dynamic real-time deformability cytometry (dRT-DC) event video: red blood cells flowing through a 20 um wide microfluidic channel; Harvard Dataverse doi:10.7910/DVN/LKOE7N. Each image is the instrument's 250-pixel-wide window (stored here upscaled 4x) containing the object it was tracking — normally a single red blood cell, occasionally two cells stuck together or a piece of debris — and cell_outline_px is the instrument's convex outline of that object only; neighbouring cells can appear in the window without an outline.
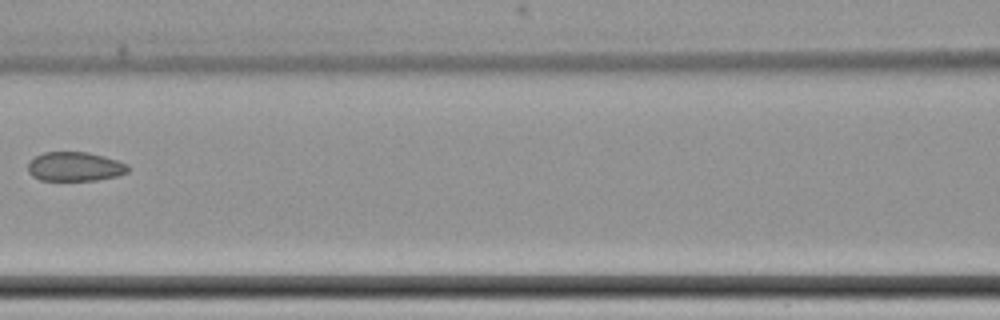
{"species": "common noctule bat (a hibernating species)", "species_latin": "Nyctalus noctula", "temperature_condition": "cold", "stored_images_in_passage": 4, "camera_frame_rate_fps": 3000, "um_per_image_px": 0.085, "animal": {"sex": "female", "body_mass_g": 22.7, "forearm_length_mm": 54.2}, "frame": {"image": 1, "passage_image": 3, "time_ms": 2.667, "image_size_px": [1000, 320], "cell_outline_px": [[128, 172], [116, 176], [96, 180], [40, 180], [32, 176], [28, 172], [28, 164], [36, 156], [44, 152], [88, 152], [104, 156], [128, 164]], "centroid_in_image_um": [6.36, 14.16], "position_along_channel_um": 160.2, "area_um2": 16.94}}
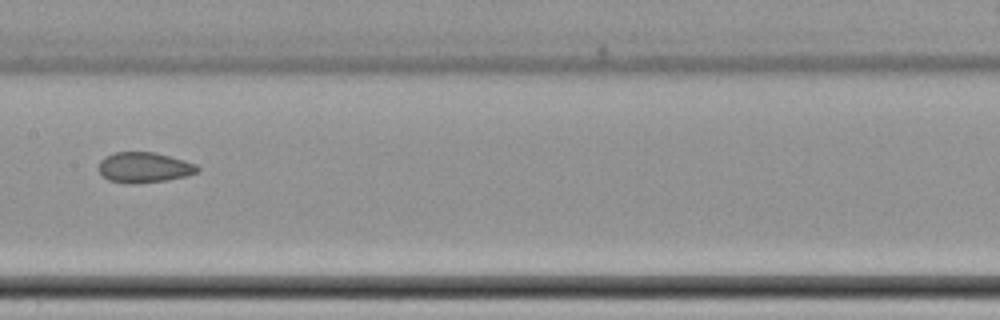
{"frame": {"image": 2, "passage_image": 4, "time_ms": 3.667, "image_size_px": [1000, 320], "cell_outline_px": [[200, 168], [196, 172], [188, 176], [168, 180], [136, 184], [132, 184], [108, 180], [96, 168], [100, 160], [104, 156], [112, 152], [156, 152], [184, 160], [196, 164]], "centroid_in_image_um": [12.23, 14.23], "position_along_channel_um": 195.2, "area_um2": 17.8}}